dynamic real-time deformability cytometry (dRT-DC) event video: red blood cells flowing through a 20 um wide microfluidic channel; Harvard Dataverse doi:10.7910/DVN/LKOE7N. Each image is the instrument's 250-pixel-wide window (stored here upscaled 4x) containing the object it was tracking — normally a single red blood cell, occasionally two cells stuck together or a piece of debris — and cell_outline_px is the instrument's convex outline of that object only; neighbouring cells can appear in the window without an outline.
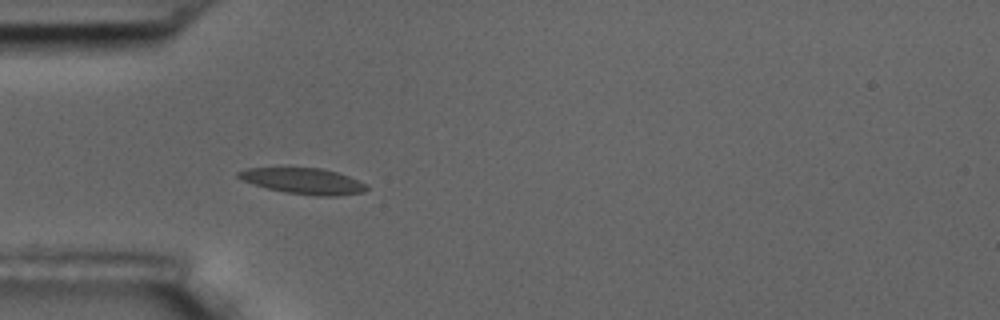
{"species": "common noctule bat (a hibernating species)", "species_latin": "Nyctalus noctula", "temperature_condition": "room temperature", "stored_images_in_passage": 4, "camera_frame_rate_fps": 3000, "um_per_image_px": 0.085, "animal": {"sex": "male", "body_mass_g": 17.5, "forearm_length_mm": 52.3}, "frame": {"image": 1, "passage_image": 4, "time_ms": 3.667, "image_size_px": [1000, 320], "cell_outline_px": [[368, 188], [364, 192], [336, 196], [316, 196], [284, 192], [268, 188], [244, 180], [236, 176], [236, 172], [248, 168], [320, 168], [336, 172], [348, 176], [364, 184]], "centroid_in_image_um": [25.79, 15.39], "position_along_channel_um": 59.2, "area_um2": 19.02}}